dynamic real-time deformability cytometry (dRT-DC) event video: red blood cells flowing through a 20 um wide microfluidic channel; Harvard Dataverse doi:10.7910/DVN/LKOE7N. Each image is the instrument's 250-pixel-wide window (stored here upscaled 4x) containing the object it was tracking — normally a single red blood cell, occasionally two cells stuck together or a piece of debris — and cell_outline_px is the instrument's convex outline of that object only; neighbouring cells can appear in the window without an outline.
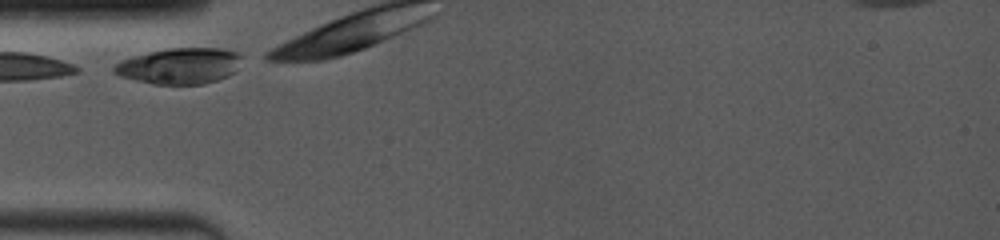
{"species": "common noctule bat (a hibernating species)", "species_latin": "Nyctalus noctula", "temperature_condition": "room temperature", "stored_images_in_passage": 10, "camera_frame_rate_fps": 4000, "um_per_image_px": 0.085, "animal": {"sex": "female", "body_mass_g": 19.0, "forearm_length_mm": 53.3}, "frame": {"image": 1, "passage_image": 1, "time_ms": 0.0, "image_size_px": [1000, 240], "cell_outline_px": [[240, 56], [232, 72], [228, 76], [220, 80], [204, 84], [152, 84], [120, 76], [112, 72], [112, 68], [116, 64], [124, 60], [136, 56], [168, 48], [220, 48], [236, 52]], "centroid_in_image_um": [15.24, 5.62], "position_along_channel_um": 69.8, "area_um2": 26.24}}